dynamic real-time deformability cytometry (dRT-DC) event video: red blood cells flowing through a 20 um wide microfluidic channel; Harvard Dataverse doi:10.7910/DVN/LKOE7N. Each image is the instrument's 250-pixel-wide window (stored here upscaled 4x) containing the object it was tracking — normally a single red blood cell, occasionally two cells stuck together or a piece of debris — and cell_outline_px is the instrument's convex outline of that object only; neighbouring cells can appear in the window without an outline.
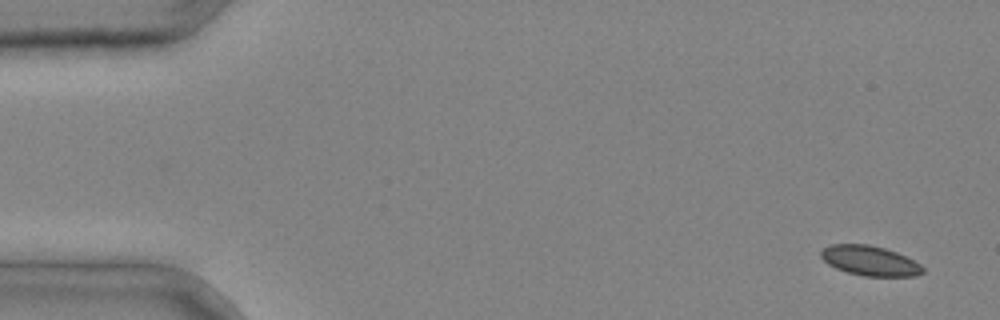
{"species": "common noctule bat (a hibernating species)", "species_latin": "Nyctalus noctula", "temperature_condition": "cold", "stored_images_in_passage": 4, "segment_of_instrument_passage": [1, 2], "camera_frame_rate_fps": 3000, "um_per_image_px": 0.085, "animal": {"sex": "male", "body_mass_g": 20.4}, "frame": {"image": 1, "passage_image": 1, "time_ms": 0.0, "image_size_px": [1000, 320], "cell_outline_px": [[924, 272], [916, 276], [864, 276], [848, 272], [836, 268], [828, 264], [820, 256], [820, 252], [824, 248], [832, 244], [868, 244], [884, 248], [896, 252], [920, 264], [924, 268]], "centroid_in_image_um": [73.94, 22.16], "position_along_channel_um": 11.1, "area_um2": 17.57}}
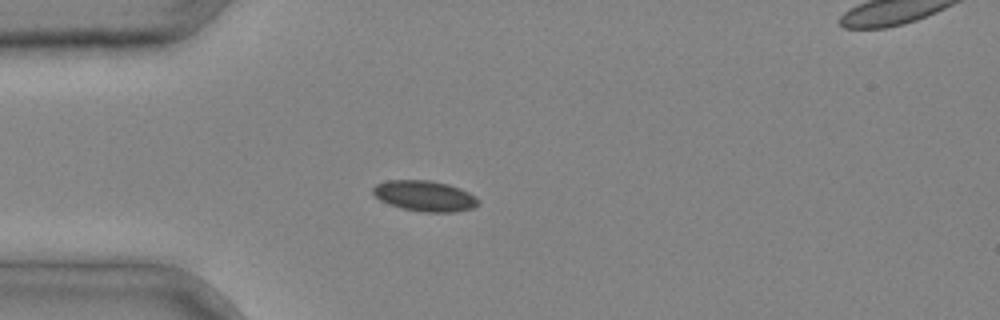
{"frame": {"image": 2, "passage_image": 3, "time_ms": 0.667, "image_size_px": [1000, 320], "cell_outline_px": [[480, 200], [472, 208], [452, 212], [424, 212], [400, 208], [388, 204], [380, 200], [372, 192], [372, 188], [376, 184], [388, 180], [428, 180], [448, 184], [460, 188], [476, 196]], "centroid_in_image_um": [36.08, 16.65], "position_along_channel_um": 48.9, "area_um2": 18.79}}